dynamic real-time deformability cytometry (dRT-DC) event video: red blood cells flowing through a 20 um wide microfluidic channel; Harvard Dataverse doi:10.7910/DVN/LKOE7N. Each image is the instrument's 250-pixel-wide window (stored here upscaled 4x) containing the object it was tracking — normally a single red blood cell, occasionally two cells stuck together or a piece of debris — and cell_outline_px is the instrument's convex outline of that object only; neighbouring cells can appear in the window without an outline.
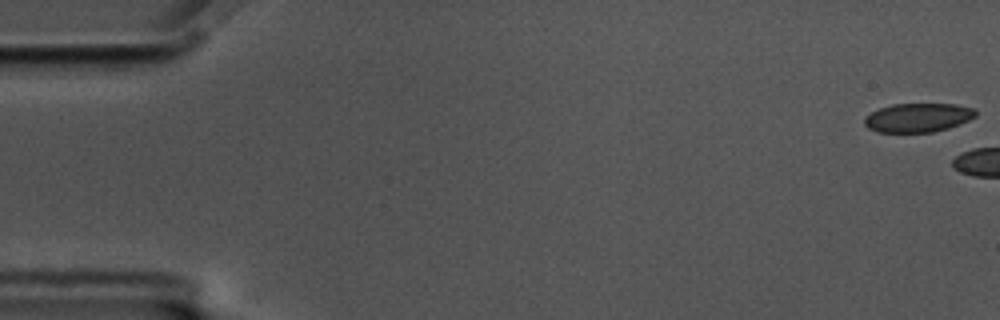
{"species": "common noctule bat (a hibernating species)", "species_latin": "Nyctalus noctula", "temperature_condition": "cold", "stored_images_in_passage": 5, "camera_frame_rate_fps": 3000, "um_per_image_px": 0.085, "animal": {"sex": "male", "body_mass_g": 17.5, "forearm_length_mm": 52.3}, "frame": {"image": 1, "passage_image": 1, "time_ms": 0.0, "image_size_px": [1000, 320], "cell_outline_px": [[976, 116], [960, 124], [948, 128], [932, 132], [876, 132], [868, 128], [864, 124], [864, 116], [880, 108], [892, 104], [956, 104], [976, 108]], "centroid_in_image_um": [78.03, 9.99], "position_along_channel_um": 7.0, "area_um2": 18.84}}